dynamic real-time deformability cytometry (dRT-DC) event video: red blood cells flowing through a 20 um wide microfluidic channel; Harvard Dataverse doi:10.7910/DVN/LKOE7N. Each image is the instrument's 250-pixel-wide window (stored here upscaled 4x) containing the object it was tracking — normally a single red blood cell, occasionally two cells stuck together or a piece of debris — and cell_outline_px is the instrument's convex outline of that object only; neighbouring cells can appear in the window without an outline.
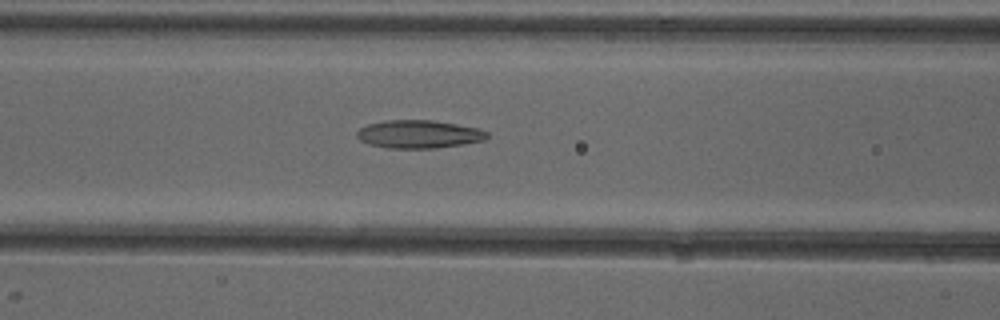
{"species": "common noctule bat (a hibernating species)", "species_latin": "Nyctalus noctula", "temperature_condition": "cold", "stored_images_in_passage": 7, "camera_frame_rate_fps": 3000, "um_per_image_px": 0.085, "animal": {"sex": "female"}, "frame": {"image": 1, "passage_image": 7, "time_ms": 8.333, "image_size_px": [1000, 320], "cell_outline_px": [[488, 136], [484, 140], [436, 148], [388, 148], [368, 144], [360, 140], [356, 136], [356, 132], [360, 128], [368, 124], [384, 120], [432, 120], [456, 124], [476, 128], [488, 132]], "centroid_in_image_um": [35.55, 11.4], "position_along_channel_um": 131.1, "area_um2": 21.15}}